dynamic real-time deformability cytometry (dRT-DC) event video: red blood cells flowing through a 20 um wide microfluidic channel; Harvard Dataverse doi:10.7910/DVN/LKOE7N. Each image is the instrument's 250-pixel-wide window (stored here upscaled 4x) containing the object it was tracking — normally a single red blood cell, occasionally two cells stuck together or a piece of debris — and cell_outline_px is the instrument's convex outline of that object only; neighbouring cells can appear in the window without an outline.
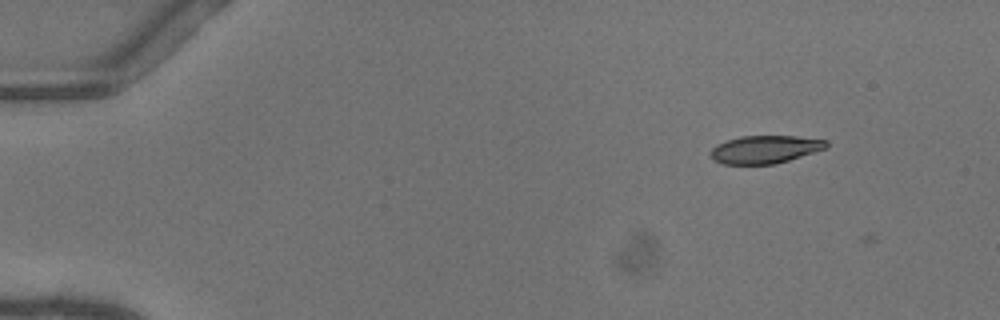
{"species": "common noctule bat (a hibernating species)", "species_latin": "Nyctalus noctula", "temperature_condition": "warm", "stored_images_in_passage": 4, "camera_frame_rate_fps": 3000, "um_per_image_px": 0.085, "animal": {"sex": "female"}, "frame": {"image": 1, "passage_image": 3, "time_ms": 0.667, "image_size_px": [1000, 320], "cell_outline_px": [[828, 148], [776, 164], [724, 164], [712, 160], [712, 148], [716, 144], [740, 136], [796, 136], [828, 140]], "centroid_in_image_um": [65.06, 12.7], "position_along_channel_um": 19.9, "area_um2": 18.84}}